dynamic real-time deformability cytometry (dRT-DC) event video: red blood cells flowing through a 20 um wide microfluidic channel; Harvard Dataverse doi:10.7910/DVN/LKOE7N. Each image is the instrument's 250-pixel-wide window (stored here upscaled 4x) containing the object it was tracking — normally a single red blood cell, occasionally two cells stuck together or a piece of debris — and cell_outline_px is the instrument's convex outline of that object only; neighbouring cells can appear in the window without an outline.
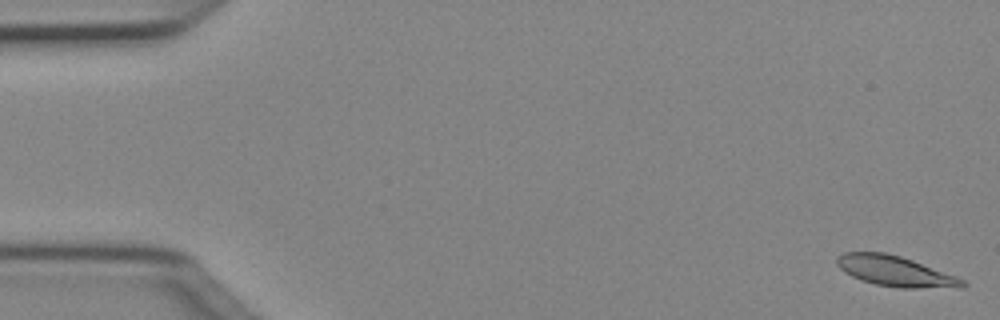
{"species": "Egyptian fruit bat (a non-hibernating species)", "species_latin": "Rousettus aegyptiacus", "temperature_condition": "cold", "stored_images_in_passage": 50, "camera_frame_rate_fps": 3000, "um_per_image_px": 0.085, "animal": {"sex": "female"}, "frame": {"image": 1, "passage_image": 1, "time_ms": 0.0, "image_size_px": [1000, 320], "cell_outline_px": [[968, 284], [964, 288], [900, 288], [876, 284], [860, 280], [844, 272], [836, 264], [836, 256], [844, 252], [884, 252], [900, 256], [912, 260], [956, 276], [964, 280]], "centroid_in_image_um": [76.11, 23.06], "position_along_channel_um": 8.9, "area_um2": 22.37}}
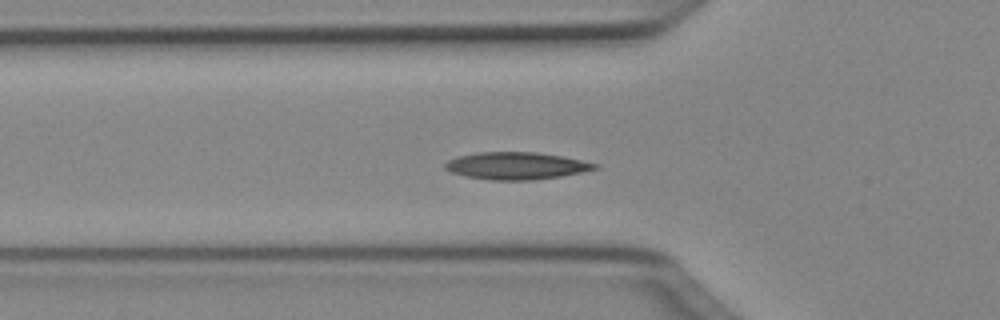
{"frame": {"image": 2, "passage_image": 17, "time_ms": 5.333, "image_size_px": [1000, 320], "cell_outline_px": [[600, 168], [560, 176], [532, 180], [488, 180], [468, 176], [452, 172], [444, 168], [444, 164], [448, 160], [456, 156], [476, 152], [536, 152], [564, 156], [600, 164]], "centroid_in_image_um": [43.89, 14.08], "position_along_channel_um": 81.9, "area_um2": 23.87}}
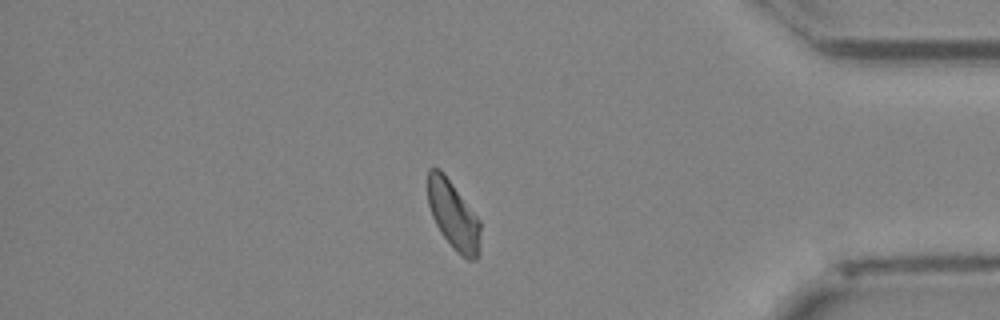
{"frame": {"image": 3, "passage_image": 43, "time_ms": 14.0, "image_size_px": [1000, 320], "cell_outline_px": [[480, 256], [476, 260], [468, 260], [460, 256], [452, 248], [440, 232], [432, 216], [428, 204], [428, 168], [440, 168], [444, 172], [480, 220]], "centroid_in_image_um": [38.55, 18.33], "position_along_channel_um": 396.6, "area_um2": 21.33}, "authors_computed_cell_mechanics": {"area_um2": 21.9351, "velocity_mm_per_s": 3.9976, "shape_relaxation_time_tau1_ms": 6.5585, "shape_relaxation_time_tau2_ms": null, "deformation_change_tau1": 0.1378, "deformation_change_tau2": null}}